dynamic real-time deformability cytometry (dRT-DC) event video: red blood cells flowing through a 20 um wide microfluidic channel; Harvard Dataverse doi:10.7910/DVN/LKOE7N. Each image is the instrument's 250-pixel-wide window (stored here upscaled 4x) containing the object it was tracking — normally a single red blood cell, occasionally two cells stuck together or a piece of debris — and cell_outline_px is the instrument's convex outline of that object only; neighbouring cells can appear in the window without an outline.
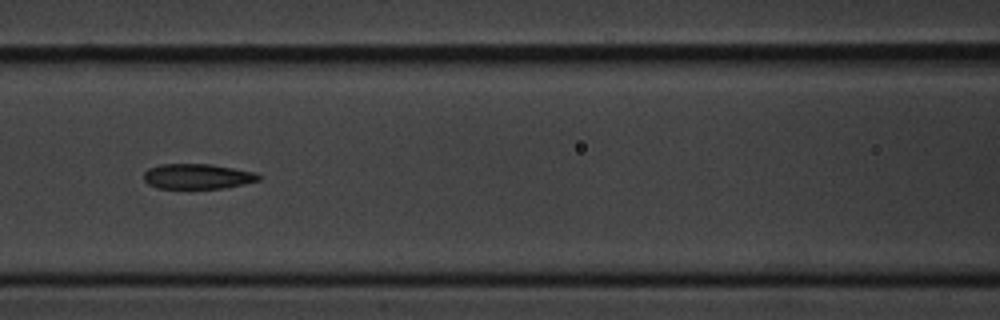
{"species": "common noctule bat (a hibernating species)", "species_latin": "Nyctalus noctula", "temperature_condition": "cold", "stored_images_in_passage": 11, "camera_frame_rate_fps": 3000, "um_per_image_px": 0.085, "animal": {"sex": "male", "body_mass_g": 20.1, "forearm_length_mm": 53.5}, "frame": {"image": 1, "passage_image": 5, "time_ms": 5.667, "image_size_px": [1000, 320], "cell_outline_px": [[260, 180], [244, 184], [220, 188], [156, 188], [148, 184], [144, 180], [144, 172], [148, 168], [160, 164], [212, 164], [256, 172], [260, 176]], "centroid_in_image_um": [16.77, 14.98], "position_along_channel_um": 149.8, "area_um2": 16.88}}
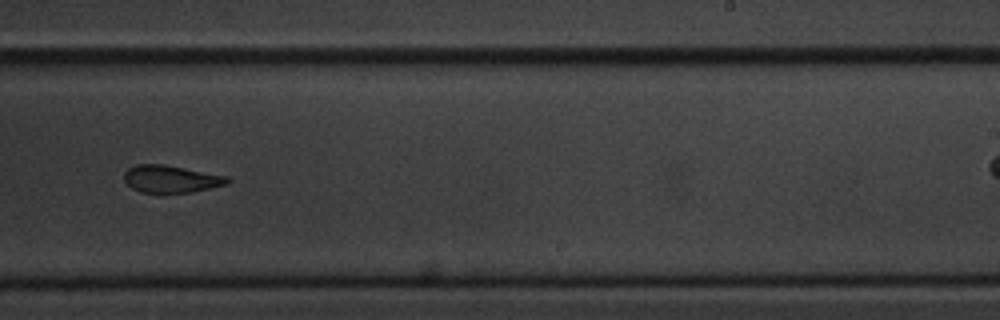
{"frame": {"image": 2, "passage_image": 8, "time_ms": 9.333, "image_size_px": [1000, 320], "cell_outline_px": [[232, 180], [228, 184], [192, 192], [140, 192], [132, 188], [124, 180], [124, 172], [128, 168], [136, 164], [164, 164], [228, 176]], "centroid_in_image_um": [14.55, 15.2], "position_along_channel_um": 274.4, "area_um2": 16.47}}
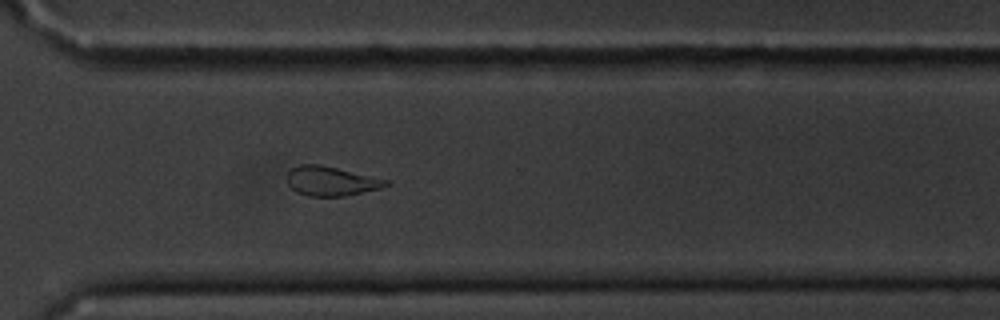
{"frame": {"image": 3, "passage_image": 10, "time_ms": 11.333, "image_size_px": [1000, 320], "cell_outline_px": [[392, 184], [380, 188], [344, 196], [308, 196], [296, 192], [288, 184], [284, 176], [292, 168], [300, 164], [320, 164], [388, 180]], "centroid_in_image_um": [28.09, 15.39], "position_along_channel_um": 342.5, "area_um2": 16.94}}